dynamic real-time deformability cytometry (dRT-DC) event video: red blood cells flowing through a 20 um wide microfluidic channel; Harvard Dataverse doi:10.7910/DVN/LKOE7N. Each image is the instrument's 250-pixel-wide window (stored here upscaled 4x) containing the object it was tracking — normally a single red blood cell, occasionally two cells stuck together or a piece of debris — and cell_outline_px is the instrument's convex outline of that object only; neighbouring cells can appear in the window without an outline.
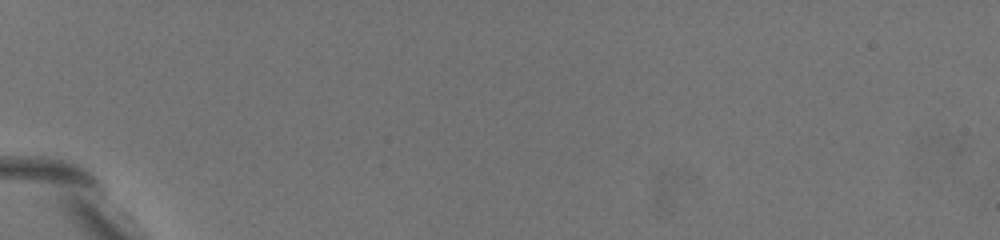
{"species": "common noctule bat (a hibernating species)", "species_latin": "Nyctalus noctula", "temperature_condition": "warm", "stored_images_in_passage": 4, "camera_frame_rate_fps": 3000, "um_per_image_px": 0.085, "animal": {"sex": "female", "body_mass_g": 19.5, "forearm_length_mm": 54.1}, "frame": {"image": 1, "passage_image": 2, "time_ms": 0.333, "image_size_px": [1000, 240], "cell_outline_px": [[200, 220], [172, 208], [152, 192], [120, 164], [116, 160], [104, 144], [104, 136], [108, 132], [120, 136], [132, 144], [140, 152]], "centroid_in_image_um": [12.27, 14.61], "position_along_channel_um": 72.7, "area_um2": 14.39}}